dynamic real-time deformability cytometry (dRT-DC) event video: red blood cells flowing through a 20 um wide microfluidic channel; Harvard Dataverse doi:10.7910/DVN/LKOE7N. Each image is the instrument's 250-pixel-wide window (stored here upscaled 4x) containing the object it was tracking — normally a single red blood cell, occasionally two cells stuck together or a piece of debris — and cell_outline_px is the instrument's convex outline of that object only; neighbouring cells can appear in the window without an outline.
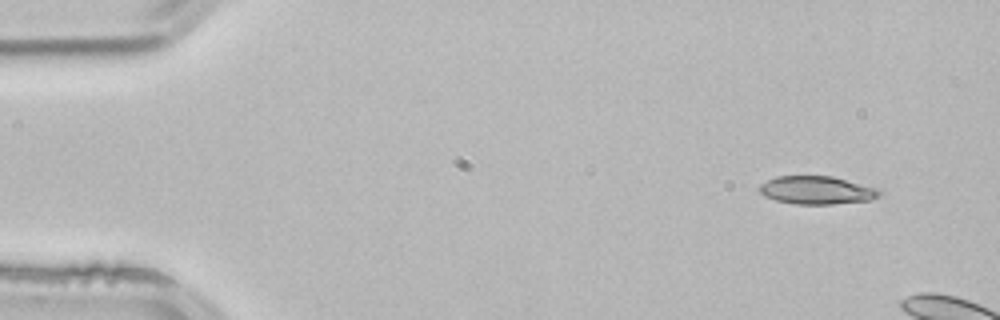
{"species": "common noctule bat (a hibernating species)", "species_latin": "Nyctalus noctula", "temperature_condition": "room temperature", "stored_images_in_passage": 3, "camera_frame_rate_fps": 3000, "um_per_image_px": 0.085, "animal": {"sex": "male", "body_mass_g": 21.5, "forearm_length_mm": 52.0}, "frame": {"image": 1, "passage_image": 1, "time_ms": 0.0, "image_size_px": [1000, 320], "cell_outline_px": [[880, 196], [872, 200], [832, 204], [796, 204], [776, 200], [764, 196], [756, 188], [760, 184], [776, 176], [832, 176], [876, 188], [880, 192]], "centroid_in_image_um": [69.39, 16.17], "position_along_channel_um": 15.6, "area_um2": 19.59}}